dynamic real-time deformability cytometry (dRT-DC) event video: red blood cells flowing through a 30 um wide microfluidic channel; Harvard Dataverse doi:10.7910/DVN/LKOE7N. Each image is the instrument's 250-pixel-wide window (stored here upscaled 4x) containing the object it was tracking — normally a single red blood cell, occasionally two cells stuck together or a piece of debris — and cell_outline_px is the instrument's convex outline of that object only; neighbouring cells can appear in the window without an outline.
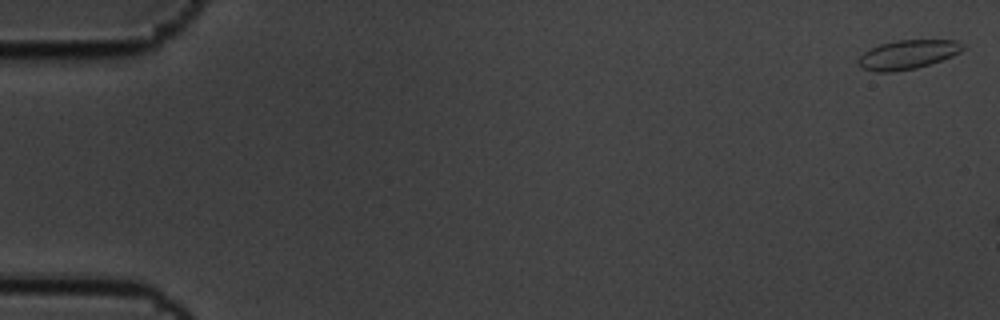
{"species": "common noctule bat (a hibernating species)", "species_latin": "Nyctalus noctula", "temperature_condition": "cold", "stored_images_in_passage": 15, "camera_frame_rate_fps": 3000, "um_per_image_px": 0.085, "animal": {"sex": "male", "body_mass_g": 19.5, "forearm_length_mm": 54.6}, "frame": {"image": 1, "passage_image": 1, "time_ms": 0.0, "image_size_px": [1000, 320], "cell_outline_px": [[964, 48], [960, 52], [952, 56], [916, 68], [888, 72], [876, 72], [860, 68], [856, 60], [864, 52], [880, 44], [896, 40], [956, 40], [964, 44]], "centroid_in_image_um": [77.13, 4.63], "position_along_channel_um": 7.9, "area_um2": 17.63}}